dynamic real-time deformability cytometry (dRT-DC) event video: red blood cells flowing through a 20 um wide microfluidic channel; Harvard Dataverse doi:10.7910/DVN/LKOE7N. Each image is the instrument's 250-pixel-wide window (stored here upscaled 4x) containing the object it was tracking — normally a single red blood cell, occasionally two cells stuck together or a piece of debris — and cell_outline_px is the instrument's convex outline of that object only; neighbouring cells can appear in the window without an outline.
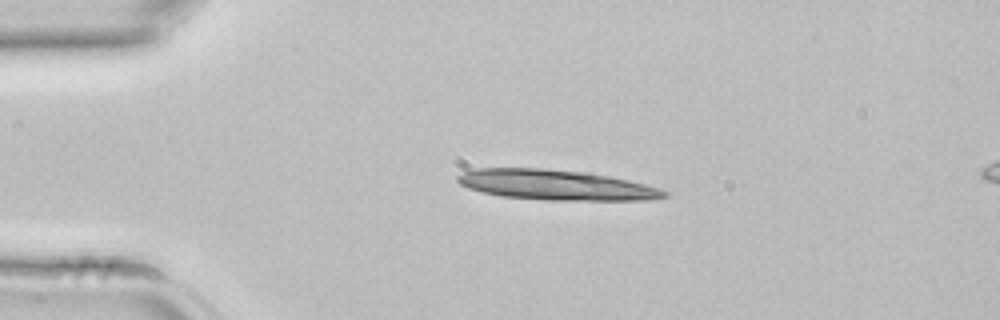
{"species": "common noctule bat (a hibernating species)", "species_latin": "Nyctalus noctula", "temperature_condition": "room temperature", "stored_images_in_passage": 4, "camera_frame_rate_fps": 3000, "um_per_image_px": 0.085, "animal": {"sex": "female", "body_mass_g": 22.7, "forearm_length_mm": 54.2}, "frame": {"image": 1, "passage_image": 3, "time_ms": 0.667, "image_size_px": [1000, 320], "cell_outline_px": [[668, 196], [648, 200], [548, 200], [504, 196], [480, 192], [468, 188], [460, 184], [456, 180], [456, 176], [464, 172], [476, 168], [540, 168], [584, 172], [608, 176], [628, 180], [660, 188], [668, 192]], "centroid_in_image_um": [47.24, 15.72], "position_along_channel_um": 37.8, "area_um2": 36.24}}